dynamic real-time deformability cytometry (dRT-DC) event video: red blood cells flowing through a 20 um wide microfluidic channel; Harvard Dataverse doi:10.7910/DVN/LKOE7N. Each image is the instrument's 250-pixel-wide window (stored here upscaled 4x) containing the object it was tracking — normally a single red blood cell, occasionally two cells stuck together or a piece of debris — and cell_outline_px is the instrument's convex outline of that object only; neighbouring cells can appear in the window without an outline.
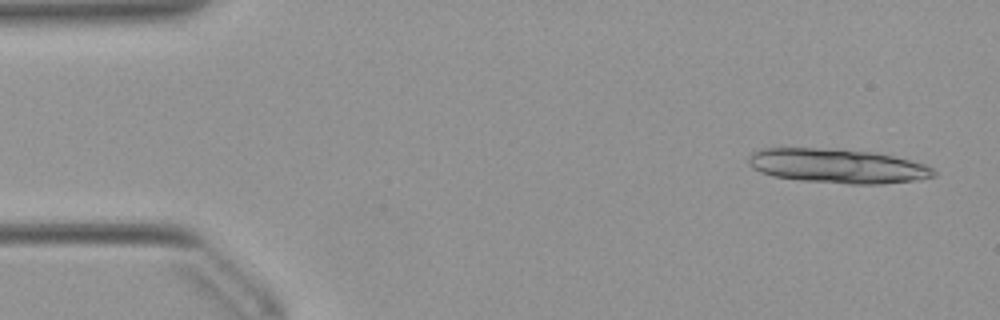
{"species": "Egyptian fruit bat (a non-hibernating species)", "species_latin": "Rousettus aegyptiacus", "temperature_condition": "warm", "stored_images_in_passage": 12, "camera_frame_rate_fps": 3000, "um_per_image_px": 0.085, "animal": {"sex": "female"}, "frame": {"image": 1, "passage_image": 2, "time_ms": 0.333, "image_size_px": [1000, 320], "cell_outline_px": [[936, 176], [912, 180], [880, 184], [848, 184], [800, 180], [772, 176], [760, 172], [752, 168], [748, 164], [748, 156], [752, 152], [760, 148], [840, 148], [872, 152], [892, 156], [924, 164], [932, 168], [936, 172]], "centroid_in_image_um": [71.12, 14.1], "position_along_channel_um": 13.9, "area_um2": 37.22}}